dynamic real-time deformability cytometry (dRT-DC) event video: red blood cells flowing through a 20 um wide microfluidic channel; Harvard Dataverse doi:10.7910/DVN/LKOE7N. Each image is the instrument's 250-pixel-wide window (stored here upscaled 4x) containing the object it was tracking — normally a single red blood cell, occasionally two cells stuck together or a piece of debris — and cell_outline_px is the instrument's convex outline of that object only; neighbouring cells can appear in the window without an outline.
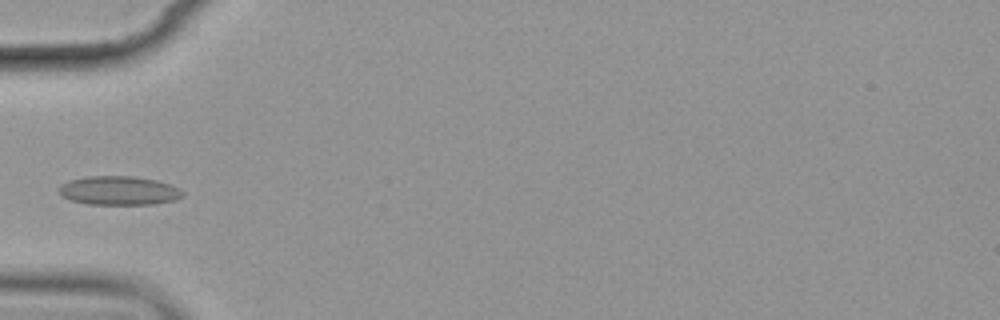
{"species": "common noctule bat (a hibernating species)", "species_latin": "Nyctalus noctula", "temperature_condition": "cold", "stored_images_in_passage": 5, "camera_frame_rate_fps": 3000, "um_per_image_px": 0.085, "animal": {"sex": "female", "body_mass_g": 19.9}, "frame": {"image": 1, "passage_image": 5, "time_ms": 5.333, "image_size_px": [1000, 320], "cell_outline_px": [[184, 196], [176, 200], [152, 204], [88, 204], [68, 200], [60, 196], [60, 184], [68, 180], [84, 176], [132, 176], [156, 180], [180, 188], [184, 192]], "centroid_in_image_um": [10.08, 16.2], "position_along_channel_um": 74.9, "area_um2": 21.04}}